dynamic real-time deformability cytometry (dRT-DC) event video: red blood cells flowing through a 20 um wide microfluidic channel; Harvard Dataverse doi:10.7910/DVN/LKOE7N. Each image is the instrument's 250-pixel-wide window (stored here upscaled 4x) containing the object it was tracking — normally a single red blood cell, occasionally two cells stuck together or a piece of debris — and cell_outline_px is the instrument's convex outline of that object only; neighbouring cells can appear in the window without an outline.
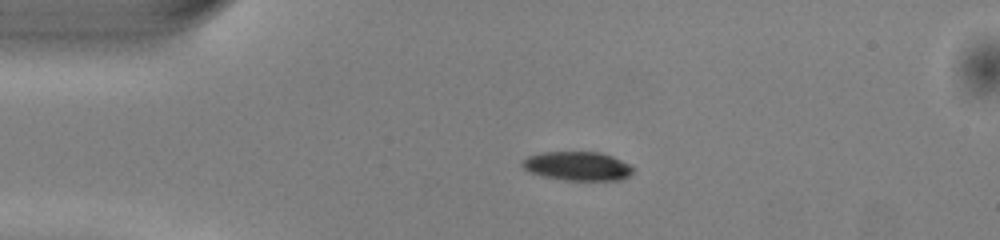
{"species": "common noctule bat (a hibernating species)", "species_latin": "Nyctalus noctula", "temperature_condition": "warm", "stored_images_in_passage": 41, "camera_frame_rate_fps": 3000, "um_per_image_px": 0.085, "animal": {"sex": "male", "body_mass_g": 13.0, "forearm_length_mm": 53.1}, "frame": {"image": 1, "passage_image": 1, "time_ms": 0.0, "image_size_px": [1000, 240], "cell_outline_px": [[636, 168], [628, 176], [620, 180], [564, 180], [540, 176], [528, 172], [520, 164], [520, 160], [528, 156], [540, 152], [600, 152], [612, 156]], "centroid_in_image_um": [49.03, 14.12], "position_along_channel_um": 36.0, "area_um2": 18.9}}
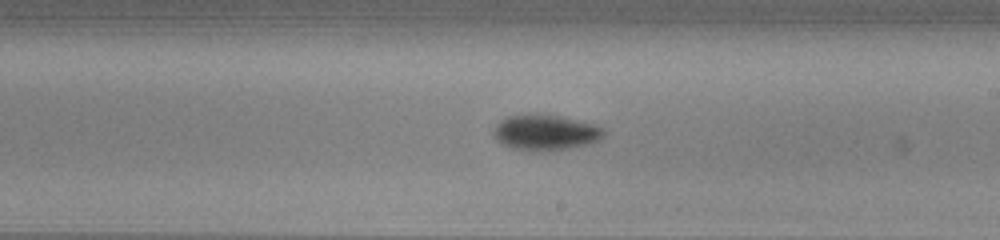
{"frame": {"image": 2, "passage_image": 19, "time_ms": 6.0, "image_size_px": [1000, 240], "cell_outline_px": [[604, 136], [600, 140], [588, 144], [572, 148], [544, 152], [532, 152], [512, 148], [496, 140], [492, 136], [492, 132], [496, 124], [500, 120], [508, 116], [524, 112], [532, 112], [560, 116], [592, 124], [604, 128]], "centroid_in_image_um": [46.31, 11.25], "position_along_channel_um": 242.7, "area_um2": 23.58}}
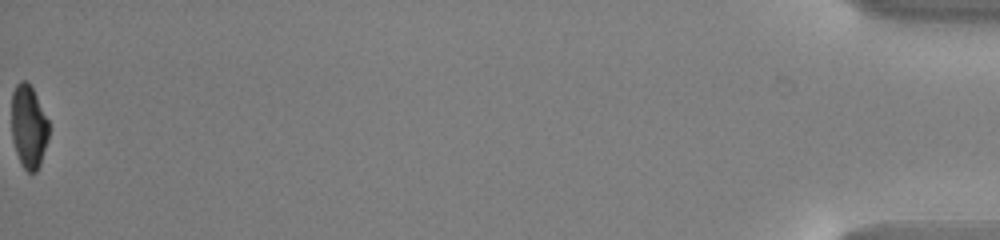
{"frame": {"image": 3, "passage_image": 41, "time_ms": 13.333, "image_size_px": [1000, 240], "cell_outline_px": [[48, 140], [40, 164], [36, 172], [28, 172], [20, 164], [12, 140], [12, 92], [16, 84], [20, 80], [24, 80], [32, 88], [48, 120]], "centroid_in_image_um": [2.42, 10.79], "position_along_channel_um": 432.8, "area_um2": 17.98}, "authors_computed_cell_mechanics": {"area_um2": 20.9236, "velocity_mm_per_s": 4.0628, "shape_relaxation_time_tau1_ms": 2.485, "shape_relaxation_time_tau2_ms": 4.5786, "deformation_change_tau1": 0.1302, "deformation_change_tau2": 0.094}}